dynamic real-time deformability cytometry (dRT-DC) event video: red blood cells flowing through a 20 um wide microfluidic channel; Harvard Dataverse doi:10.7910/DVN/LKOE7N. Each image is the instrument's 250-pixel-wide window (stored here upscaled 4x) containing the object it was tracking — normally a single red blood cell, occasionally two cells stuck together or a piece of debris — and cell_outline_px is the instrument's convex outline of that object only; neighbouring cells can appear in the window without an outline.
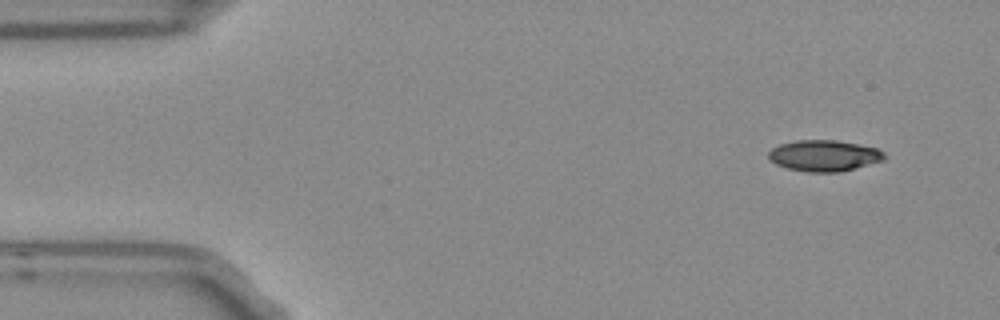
{"species": "Egyptian fruit bat (a non-hibernating species)", "species_latin": "Rousettus aegyptiacus", "temperature_condition": "room temperature", "stored_images_in_passage": 3, "camera_frame_rate_fps": 3000, "um_per_image_px": 0.085, "frame": {"image": 1, "passage_image": 1, "time_ms": 0.0, "image_size_px": [1000, 320], "cell_outline_px": [[888, 156], [884, 160], [840, 172], [808, 172], [788, 168], [776, 164], [768, 160], [768, 152], [772, 148], [780, 144], [796, 140], [836, 140], [876, 148], [884, 152]], "centroid_in_image_um": [70.04, 13.23], "position_along_channel_um": 15.0, "area_um2": 21.04}}